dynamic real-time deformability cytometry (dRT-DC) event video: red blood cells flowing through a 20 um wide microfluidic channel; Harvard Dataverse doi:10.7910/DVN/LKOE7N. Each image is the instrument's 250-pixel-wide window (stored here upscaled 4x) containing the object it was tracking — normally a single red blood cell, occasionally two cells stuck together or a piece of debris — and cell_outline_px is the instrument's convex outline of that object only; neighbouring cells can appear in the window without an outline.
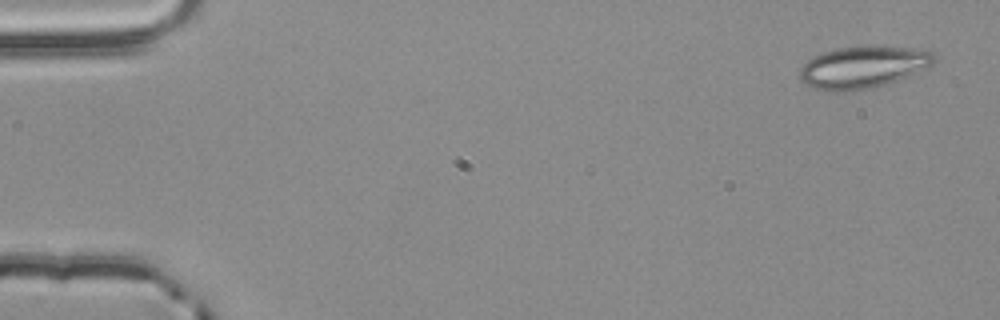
{"species": "common noctule bat (a hibernating species)", "species_latin": "Nyctalus noctula", "temperature_condition": "room temperature", "stored_images_in_passage": 4, "camera_frame_rate_fps": 3000, "um_per_image_px": 0.085, "animal": {"sex": "male", "body_mass_g": 20.4}, "frame": {"image": 1, "passage_image": 1, "time_ms": 0.0, "image_size_px": [1000, 320], "cell_outline_px": [[936, 60], [932, 64], [908, 76], [888, 84], [872, 88], [844, 92], [824, 92], [804, 84], [800, 80], [800, 68], [812, 56], [836, 48], [872, 44], [928, 48], [936, 56]], "centroid_in_image_um": [73.38, 5.68], "position_along_channel_um": 11.6, "area_um2": 34.04}}